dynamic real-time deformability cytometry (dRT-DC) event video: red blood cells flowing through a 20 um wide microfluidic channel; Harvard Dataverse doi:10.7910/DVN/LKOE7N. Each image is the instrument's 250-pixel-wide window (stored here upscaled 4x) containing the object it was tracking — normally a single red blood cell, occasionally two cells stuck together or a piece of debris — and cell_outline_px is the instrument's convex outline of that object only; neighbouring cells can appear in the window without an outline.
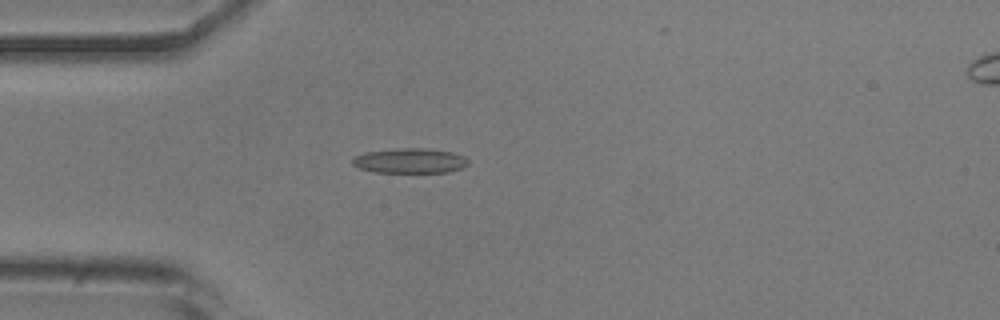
{"species": "common noctule bat (a hibernating species)", "species_latin": "Nyctalus noctula", "temperature_condition": "room temperature", "stored_images_in_passage": 52, "camera_frame_rate_fps": 3000, "um_per_image_px": 0.085, "animal": {"sex": "male", "body_mass_g": 20.5, "forearm_length_mm": 52.5}, "frame": {"image": 1, "passage_image": 14, "time_ms": 4.333, "image_size_px": [1000, 320], "cell_outline_px": [[468, 164], [464, 168], [448, 172], [376, 172], [360, 168], [352, 164], [352, 160], [356, 156], [364, 152], [396, 148], [428, 148], [452, 152], [464, 156], [468, 160]], "centroid_in_image_um": [34.87, 13.65], "position_along_channel_um": 50.1, "area_um2": 16.88}}
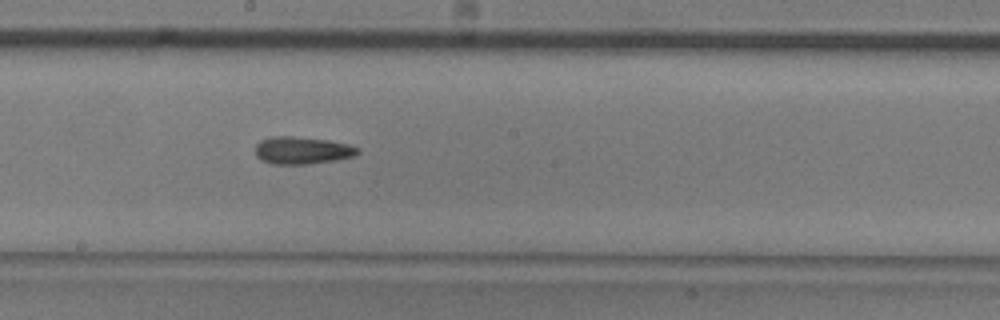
{"frame": {"image": 2, "passage_image": 28, "time_ms": 9.0, "image_size_px": [1000, 320], "cell_outline_px": [[360, 152], [356, 156], [336, 160], [304, 164], [272, 164], [260, 160], [256, 156], [256, 144], [260, 140], [272, 136], [292, 136], [328, 140], [348, 144], [360, 148]], "centroid_in_image_um": [25.69, 12.78], "position_along_channel_um": 222.5, "area_um2": 16.47}}
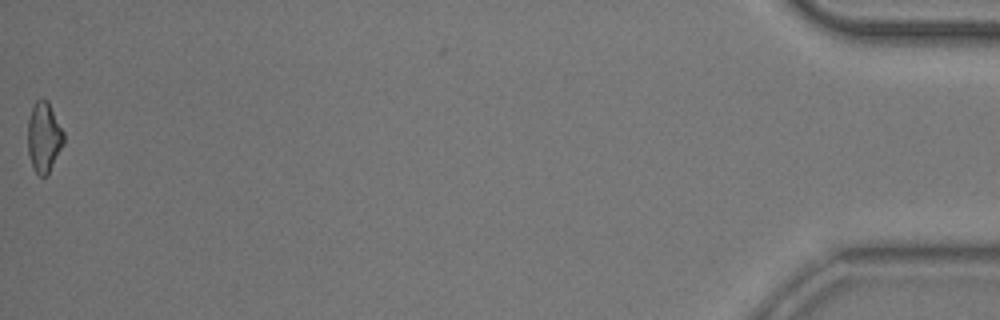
{"frame": {"image": 3, "passage_image": 52, "time_ms": 17.0, "image_size_px": [1000, 320], "cell_outline_px": [[64, 144], [48, 176], [40, 176], [32, 168], [28, 152], [28, 120], [32, 108], [36, 100], [40, 96], [44, 96], [48, 100], [64, 132]], "centroid_in_image_um": [3.74, 11.65], "position_along_channel_um": 431.5, "area_um2": 15.09}, "authors_computed_cell_mechanics": {"area_um2": 15.8083, "velocity_mm_per_s": 3.8709, "shape_relaxation_time_tau1_ms": 6.453, "shape_relaxation_time_tau2_ms": 7.2868, "deformation_change_tau1": 0.1717, "deformation_change_tau2": 0.2066}}